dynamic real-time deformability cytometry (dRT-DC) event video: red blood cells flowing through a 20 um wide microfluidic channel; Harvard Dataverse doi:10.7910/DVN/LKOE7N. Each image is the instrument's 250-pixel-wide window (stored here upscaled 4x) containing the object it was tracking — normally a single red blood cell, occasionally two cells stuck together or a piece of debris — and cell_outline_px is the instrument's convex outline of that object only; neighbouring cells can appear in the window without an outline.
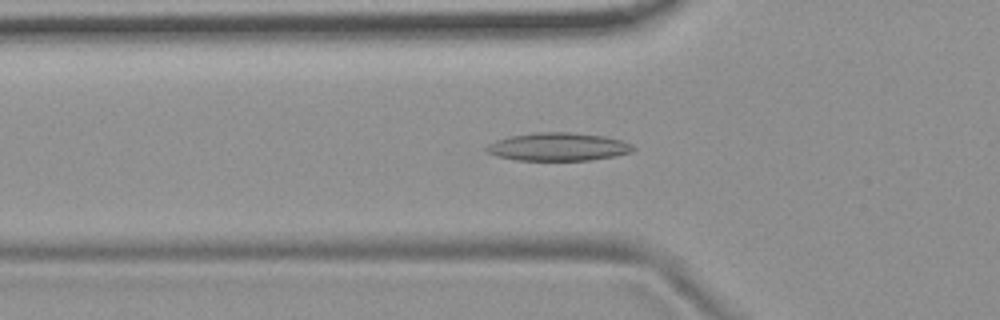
{"species": "common noctule bat (a hibernating species)", "species_latin": "Nyctalus noctula", "temperature_condition": "room temperature", "stored_images_in_passage": 54, "camera_frame_rate_fps": 3000, "um_per_image_px": 0.085, "animal": {"sex": "female", "body_mass_g": 19.9}, "frame": {"image": 1, "passage_image": 18, "time_ms": 5.667, "image_size_px": [1000, 320], "cell_outline_px": [[636, 148], [632, 152], [592, 160], [516, 160], [496, 156], [488, 152], [484, 148], [488, 144], [496, 140], [508, 136], [536, 132], [572, 132], [604, 136], [620, 140], [632, 144]], "centroid_in_image_um": [47.42, 12.47], "position_along_channel_um": 78.4, "area_um2": 24.04}}
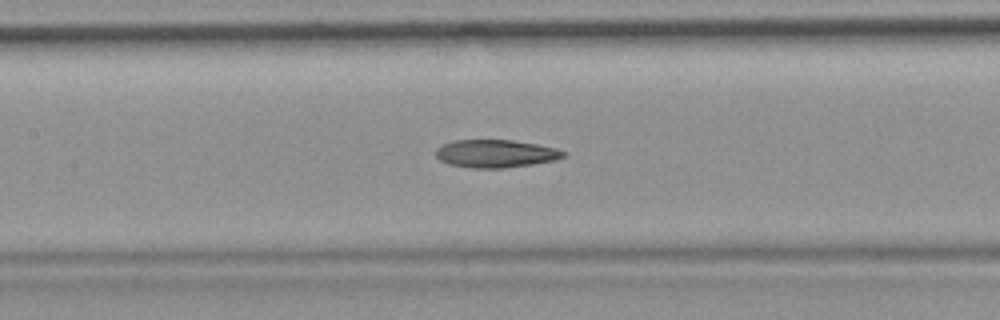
{"frame": {"image": 2, "passage_image": 25, "time_ms": 8.0, "image_size_px": [1000, 320], "cell_outline_px": [[564, 156], [556, 160], [532, 164], [504, 168], [472, 168], [448, 164], [440, 160], [436, 156], [436, 148], [444, 144], [456, 140], [512, 140], [536, 144], [556, 148], [564, 152]], "centroid_in_image_um": [42.11, 13.06], "position_along_channel_um": 165.3, "area_um2": 20.58}}
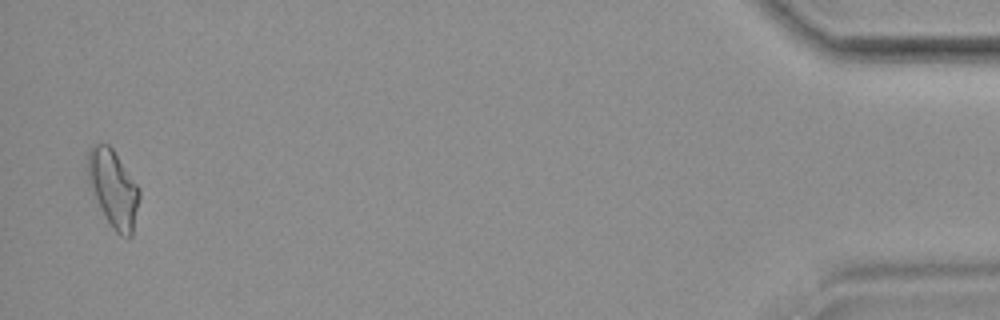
{"frame": {"image": 3, "passage_image": 53, "time_ms": 17.333, "image_size_px": [1000, 320], "cell_outline_px": [[140, 196], [132, 236], [120, 236], [112, 228], [100, 208], [88, 184], [88, 152], [96, 144], [108, 144], [112, 148], [140, 188]], "centroid_in_image_um": [9.64, 16.05], "position_along_channel_um": 425.6, "area_um2": 23.0}, "authors_computed_cell_mechanics": {"area_um2": 21.5016, "velocity_mm_per_s": 3.7005, "shape_relaxation_time_tau1_ms": null, "shape_relaxation_time_tau2_ms": 5.8021, "deformation_change_tau1": null, "deformation_change_tau2": 0.1368}}